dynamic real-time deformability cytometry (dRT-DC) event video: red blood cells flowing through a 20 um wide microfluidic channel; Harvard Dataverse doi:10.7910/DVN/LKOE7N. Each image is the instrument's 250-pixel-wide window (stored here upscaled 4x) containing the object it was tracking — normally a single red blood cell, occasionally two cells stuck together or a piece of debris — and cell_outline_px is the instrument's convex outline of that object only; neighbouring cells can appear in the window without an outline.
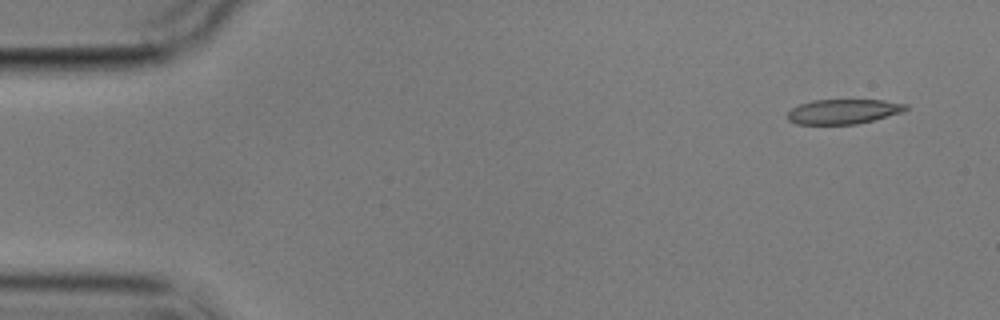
{"species": "common noctule bat (a hibernating species)", "species_latin": "Nyctalus noctula", "temperature_condition": "cold", "stored_images_in_passage": 5, "segment_of_instrument_passage": [2, 2], "camera_frame_rate_fps": 3000, "um_per_image_px": 0.085, "animal": {"sex": "male", "body_mass_g": 17.9}, "frame": {"image": 1, "passage_image": 5, "time_ms": 6.667, "image_size_px": [1000, 320], "cell_outline_px": [[908, 108], [904, 112], [856, 124], [796, 124], [788, 120], [788, 112], [792, 108], [800, 104], [812, 100], [884, 100], [908, 104]], "centroid_in_image_um": [71.7, 9.47], "position_along_channel_um": 13.3, "area_um2": 17.05}}